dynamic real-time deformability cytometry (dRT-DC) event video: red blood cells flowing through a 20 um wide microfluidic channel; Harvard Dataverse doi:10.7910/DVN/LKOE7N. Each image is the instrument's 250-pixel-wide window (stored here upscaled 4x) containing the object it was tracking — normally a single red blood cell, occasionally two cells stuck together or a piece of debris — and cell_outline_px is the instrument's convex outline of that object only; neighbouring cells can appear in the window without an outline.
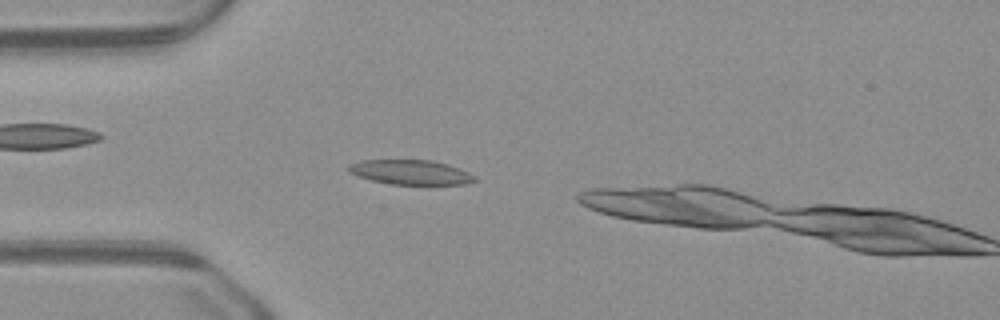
{"species": "common noctule bat (a hibernating species)", "species_latin": "Nyctalus noctula", "temperature_condition": "warm", "stored_images_in_passage": 3, "camera_frame_rate_fps": 3000, "um_per_image_px": 0.085, "animal": {"sex": "male", "body_mass_g": 23.1, "forearm_length_mm": 52.7}, "frame": {"image": 1, "passage_image": 2, "time_ms": 0.333, "image_size_px": [1000, 320], "cell_outline_px": [[476, 180], [464, 184], [392, 184], [372, 180], [360, 176], [352, 172], [348, 168], [348, 164], [360, 160], [432, 160], [448, 164], [468, 172], [476, 176]], "centroid_in_image_um": [34.93, 14.63], "position_along_channel_um": 50.1, "area_um2": 17.86}}